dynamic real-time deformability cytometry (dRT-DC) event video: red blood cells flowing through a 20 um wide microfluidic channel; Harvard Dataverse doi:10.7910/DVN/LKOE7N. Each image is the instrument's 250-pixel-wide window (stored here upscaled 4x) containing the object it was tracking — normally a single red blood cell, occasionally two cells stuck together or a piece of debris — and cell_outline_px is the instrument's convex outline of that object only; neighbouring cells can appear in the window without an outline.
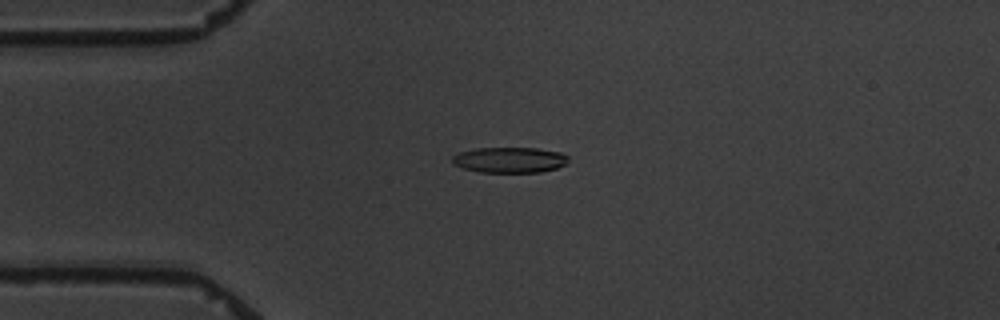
{"species": "common noctule bat (a hibernating species)", "species_latin": "Nyctalus noctula", "temperature_condition": "warm", "stored_images_in_passage": 5, "camera_frame_rate_fps": 3000, "um_per_image_px": 0.085, "animal": {"sex": "male", "body_mass_g": 19.5, "forearm_length_mm": 54.6}, "frame": {"image": 1, "passage_image": 4, "time_ms": 4.333, "image_size_px": [1000, 320], "cell_outline_px": [[568, 164], [556, 168], [540, 172], [480, 172], [464, 168], [452, 164], [452, 156], [460, 152], [476, 148], [536, 148], [560, 152], [568, 156]], "centroid_in_image_um": [43.33, 13.59], "position_along_channel_um": 41.7, "area_um2": 17.34}}